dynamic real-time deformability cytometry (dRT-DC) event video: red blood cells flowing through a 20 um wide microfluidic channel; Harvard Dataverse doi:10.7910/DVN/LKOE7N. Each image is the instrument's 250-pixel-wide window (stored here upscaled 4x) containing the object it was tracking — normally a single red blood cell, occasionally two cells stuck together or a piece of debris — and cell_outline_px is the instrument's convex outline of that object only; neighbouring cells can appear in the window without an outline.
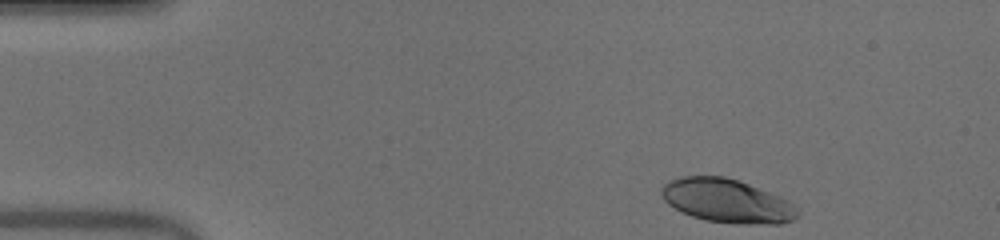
{"species": "human", "species_latin": "Homo sapiens", "temperature_condition": "warm", "stored_images_in_passage": 45, "camera_frame_rate_fps": 3000, "um_per_image_px": 0.085, "donor": {"sex": "male"}, "frame": {"image": 1, "passage_image": 1, "time_ms": 0.0, "image_size_px": [1000, 240], "cell_outline_px": [[800, 216], [792, 220], [780, 224], [732, 224], [704, 220], [692, 216], [668, 204], [664, 200], [660, 192], [660, 188], [668, 180], [680, 176], [724, 176], [748, 184], [780, 196], [788, 200], [800, 212]], "centroid_in_image_um": [61.79, 17.08], "position_along_channel_um": 23.2, "area_um2": 34.8}}
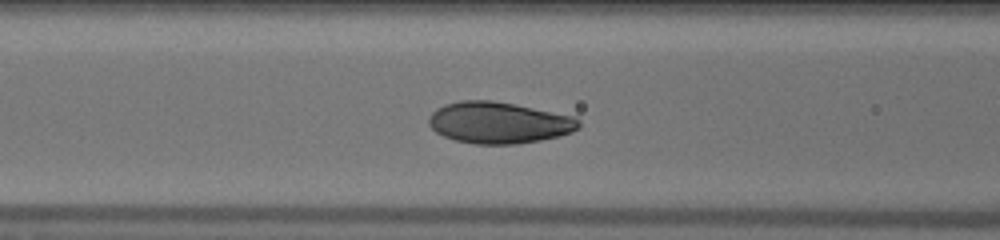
{"frame": {"image": 2, "passage_image": 15, "time_ms": 4.667, "image_size_px": [1000, 240], "cell_outline_px": [[580, 128], [572, 132], [560, 136], [540, 140], [516, 144], [476, 144], [456, 140], [444, 136], [436, 132], [428, 124], [428, 116], [436, 108], [444, 104], [460, 100], [492, 100], [516, 104], [576, 116], [580, 120]], "centroid_in_image_um": [42.42, 10.41], "position_along_channel_um": 124.2, "area_um2": 36.65}}
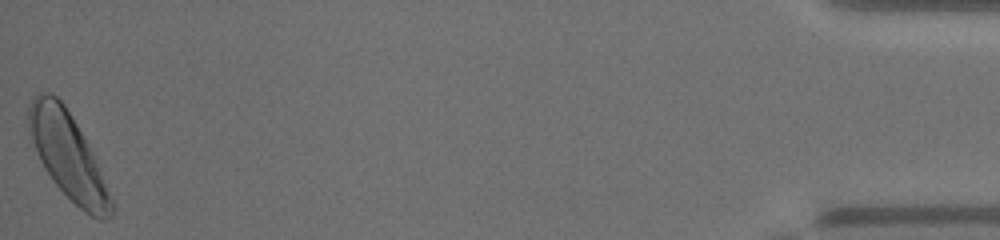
{"frame": {"image": 3, "passage_image": 45, "time_ms": 14.667, "image_size_px": [1000, 240], "cell_outline_px": [[116, 204], [112, 216], [104, 220], [100, 220], [84, 212], [52, 180], [44, 168], [40, 160], [28, 132], [28, 104], [40, 92], [52, 92], [64, 104], [88, 144], [96, 160]], "centroid_in_image_um": [5.8, 13.26], "position_along_channel_um": 429.4, "area_um2": 41.21}, "authors_computed_cell_mechanics": {"area_um2": 35.7782, "velocity_mm_per_s": 4.0047, "shape_relaxation_time_tau1_ms": 2.6682, "shape_relaxation_time_tau2_ms": null, "deformation_change_tau1": 0.1344, "deformation_change_tau2": null}}